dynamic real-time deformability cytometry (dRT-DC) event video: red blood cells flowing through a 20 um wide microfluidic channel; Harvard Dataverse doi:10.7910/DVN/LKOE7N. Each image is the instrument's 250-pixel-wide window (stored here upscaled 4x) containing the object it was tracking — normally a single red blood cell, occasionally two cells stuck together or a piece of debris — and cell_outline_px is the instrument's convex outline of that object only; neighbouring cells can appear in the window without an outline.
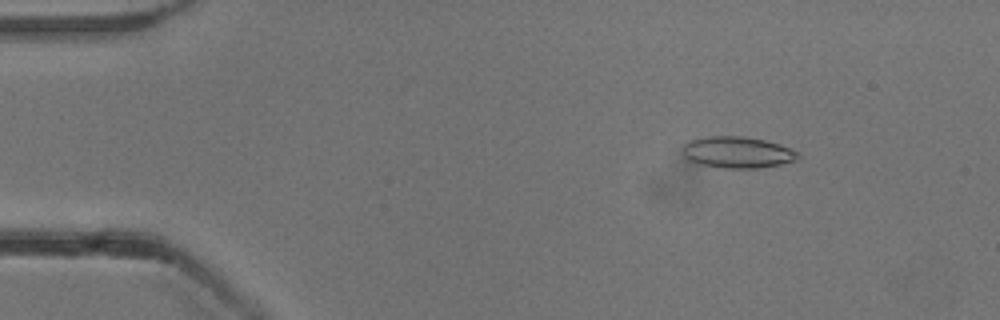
{"species": "common noctule bat (a hibernating species)", "species_latin": "Nyctalus noctula", "temperature_condition": "cold", "stored_images_in_passage": 54, "camera_frame_rate_fps": 3000, "um_per_image_px": 0.085, "animal": {"sex": "male", "body_mass_g": 13.3}, "frame": {"image": 1, "passage_image": 8, "time_ms": 2.333, "image_size_px": [1000, 320], "cell_outline_px": [[800, 156], [796, 160], [780, 164], [760, 168], [720, 168], [700, 164], [688, 160], [684, 156], [684, 144], [688, 140], [708, 136], [744, 136], [764, 140], [780, 144], [800, 152]], "centroid_in_image_um": [62.7, 12.94], "position_along_channel_um": 22.3, "area_um2": 21.27}}
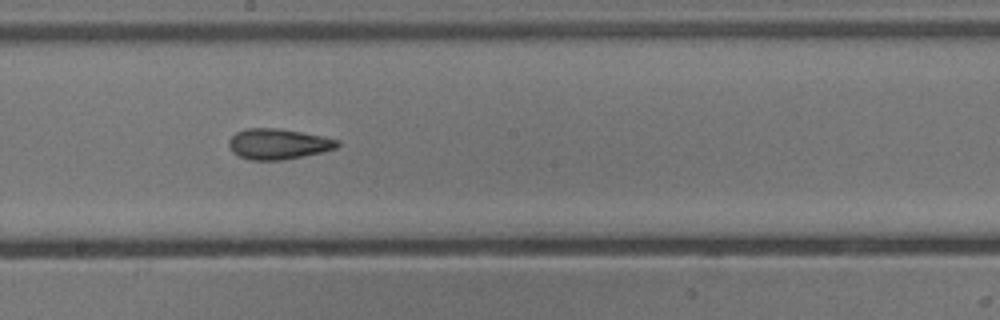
{"frame": {"image": 2, "passage_image": 30, "time_ms": 9.667, "image_size_px": [1000, 320], "cell_outline_px": [[340, 144], [336, 148], [324, 152], [304, 156], [280, 160], [248, 160], [232, 152], [228, 144], [228, 140], [236, 132], [244, 128], [280, 128], [324, 136], [340, 140]], "centroid_in_image_um": [23.66, 12.23], "position_along_channel_um": 224.5, "area_um2": 19.59}}
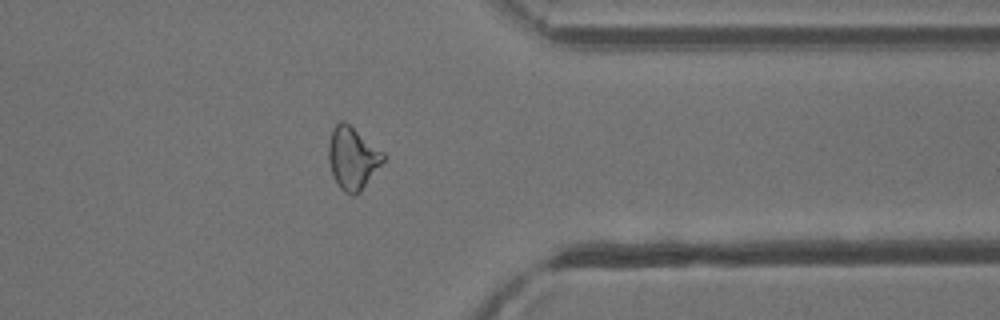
{"frame": {"image": 3, "passage_image": 43, "time_ms": 14.0, "image_size_px": [1000, 320], "cell_outline_px": [[388, 156], [360, 192], [356, 196], [352, 196], [344, 192], [340, 188], [332, 172], [328, 160], [328, 144], [332, 128], [340, 120], [344, 120], [384, 152]], "centroid_in_image_um": [29.98, 13.43], "position_along_channel_um": 381.4, "area_um2": 20.06}, "authors_computed_cell_mechanics": {"area_um2": 19.9988, "velocity_mm_per_s": 3.8472, "shape_relaxation_time_tau1_ms": 9.9099, "shape_relaxation_time_tau2_ms": 1.4698, "deformation_change_tau1": 0.2162, "deformation_change_tau2": 0.0952}}